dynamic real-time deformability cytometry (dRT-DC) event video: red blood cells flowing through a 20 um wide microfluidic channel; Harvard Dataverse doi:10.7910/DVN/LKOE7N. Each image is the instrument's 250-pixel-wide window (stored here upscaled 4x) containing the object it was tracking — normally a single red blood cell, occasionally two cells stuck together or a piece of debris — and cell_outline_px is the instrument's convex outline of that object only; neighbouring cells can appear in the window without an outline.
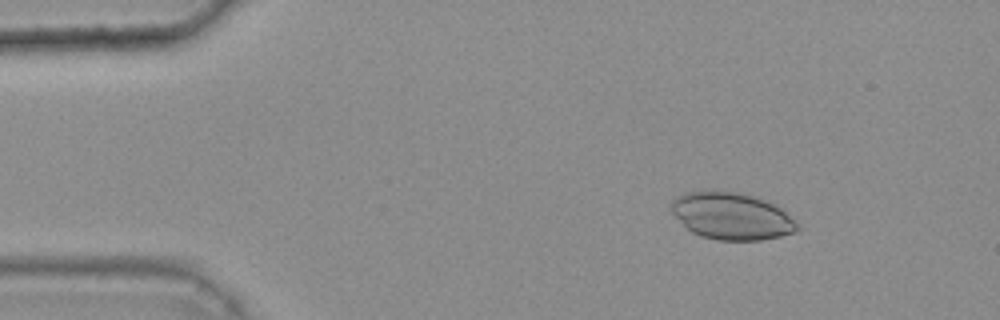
{"species": "common noctule bat (a hibernating species)", "species_latin": "Nyctalus noctula", "temperature_condition": "warm", "stored_images_in_passage": 40, "camera_frame_rate_fps": 3000, "um_per_image_px": 0.085, "animal": {"sex": "female", "body_mass_g": 25.1}, "frame": {"image": 1, "passage_image": 2, "time_ms": 0.333, "image_size_px": [1000, 320], "cell_outline_px": [[800, 228], [796, 232], [780, 236], [760, 240], [716, 240], [700, 236], [692, 232], [672, 212], [672, 200], [676, 196], [684, 192], [740, 192], [776, 204], [800, 224]], "centroid_in_image_um": [62.24, 18.38], "position_along_channel_um": 22.8, "area_um2": 34.28}}
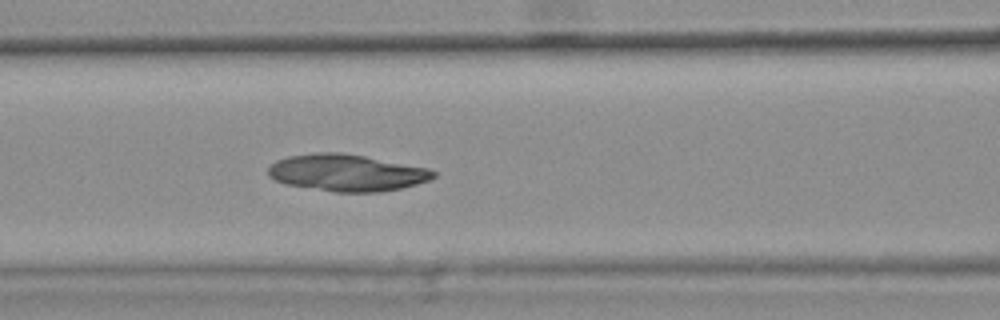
{"frame": {"image": 2, "passage_image": 17, "time_ms": 5.333, "image_size_px": [1000, 320], "cell_outline_px": [[436, 176], [428, 180], [416, 184], [400, 188], [380, 192], [336, 192], [284, 184], [268, 176], [268, 168], [276, 160], [288, 156], [316, 152], [340, 152], [364, 156], [428, 168], [436, 172]], "centroid_in_image_um": [29.44, 14.68], "position_along_channel_um": 137.2, "area_um2": 35.37}}
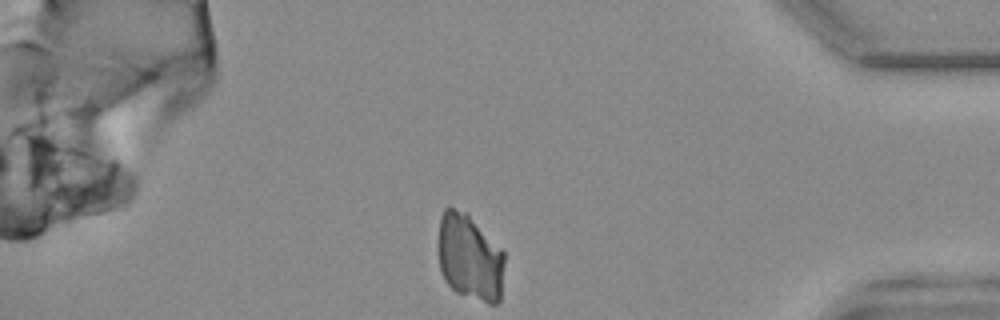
{"frame": {"image": 3, "passage_image": 40, "time_ms": 13.0, "image_size_px": [1000, 320], "cell_outline_px": [[504, 260], [500, 300], [496, 304], [488, 304], [456, 292], [444, 280], [440, 272], [440, 216], [444, 208], [452, 208], [468, 212], [504, 252]], "centroid_in_image_um": [39.95, 21.88], "position_along_channel_um": 395.3, "area_um2": 33.29}}